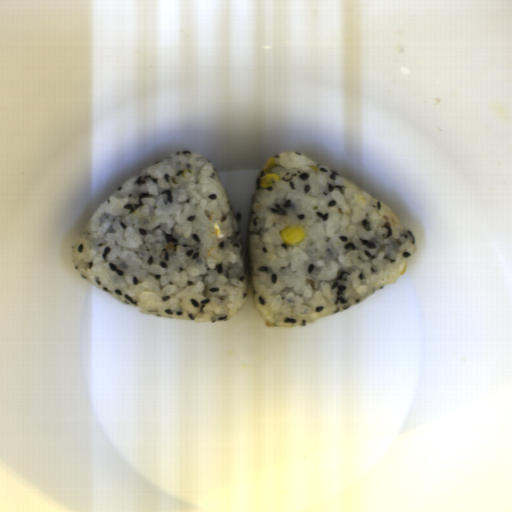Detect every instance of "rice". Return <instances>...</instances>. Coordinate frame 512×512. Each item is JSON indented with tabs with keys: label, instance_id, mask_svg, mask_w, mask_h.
<instances>
[{
	"label": "rice",
	"instance_id": "652b925c",
	"mask_svg": "<svg viewBox=\"0 0 512 512\" xmlns=\"http://www.w3.org/2000/svg\"><path fill=\"white\" fill-rule=\"evenodd\" d=\"M279 175L253 184L243 231L215 166L168 154L119 186L75 239L77 274L143 315L231 320L247 299L267 328L300 327L391 286L417 241L377 197L301 152L271 158ZM312 165H319V170ZM300 225L301 243L279 231Z\"/></svg>",
	"mask_w": 512,
	"mask_h": 512
}]
</instances>
